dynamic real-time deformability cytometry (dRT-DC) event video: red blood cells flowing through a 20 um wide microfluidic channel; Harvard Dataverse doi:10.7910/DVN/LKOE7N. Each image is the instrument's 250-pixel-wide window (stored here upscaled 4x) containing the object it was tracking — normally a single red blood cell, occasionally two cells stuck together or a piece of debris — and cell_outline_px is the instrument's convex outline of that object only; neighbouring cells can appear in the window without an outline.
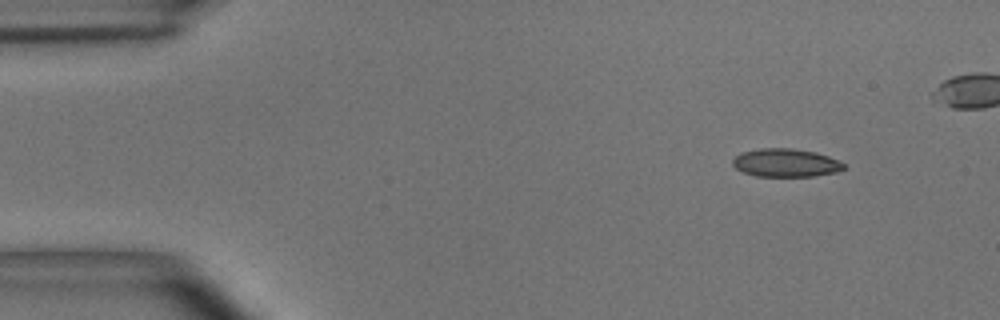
{"species": "common noctule bat (a hibernating species)", "species_latin": "Nyctalus noctula", "temperature_condition": "room temperature", "stored_images_in_passage": 7, "camera_frame_rate_fps": 3000, "um_per_image_px": 0.085, "animal": {"sex": "male", "body_mass_g": 15.6}, "frame": {"image": 1, "passage_image": 1, "time_ms": 0.0, "image_size_px": [1000, 320], "cell_outline_px": [[844, 168], [836, 172], [812, 176], [756, 176], [744, 172], [736, 168], [732, 164], [732, 160], [740, 152], [760, 148], [792, 148], [816, 152], [828, 156], [844, 164]], "centroid_in_image_um": [66.75, 13.83], "position_along_channel_um": 18.3, "area_um2": 18.15}}
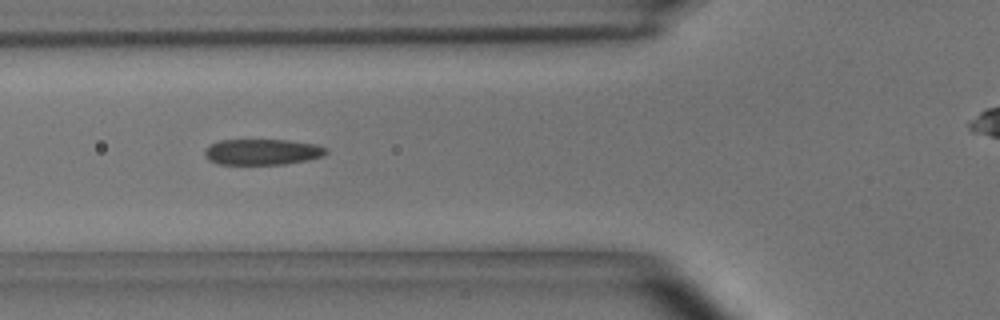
{"frame": {"image": 2, "passage_image": 5, "time_ms": 1.333, "image_size_px": [1000, 320], "cell_outline_px": [[328, 152], [324, 156], [308, 160], [284, 164], [216, 164], [208, 160], [204, 156], [204, 152], [208, 144], [220, 140], [288, 140], [316, 144], [328, 148]], "centroid_in_image_um": [22.29, 12.91], "position_along_channel_um": 103.5, "area_um2": 18.55}}